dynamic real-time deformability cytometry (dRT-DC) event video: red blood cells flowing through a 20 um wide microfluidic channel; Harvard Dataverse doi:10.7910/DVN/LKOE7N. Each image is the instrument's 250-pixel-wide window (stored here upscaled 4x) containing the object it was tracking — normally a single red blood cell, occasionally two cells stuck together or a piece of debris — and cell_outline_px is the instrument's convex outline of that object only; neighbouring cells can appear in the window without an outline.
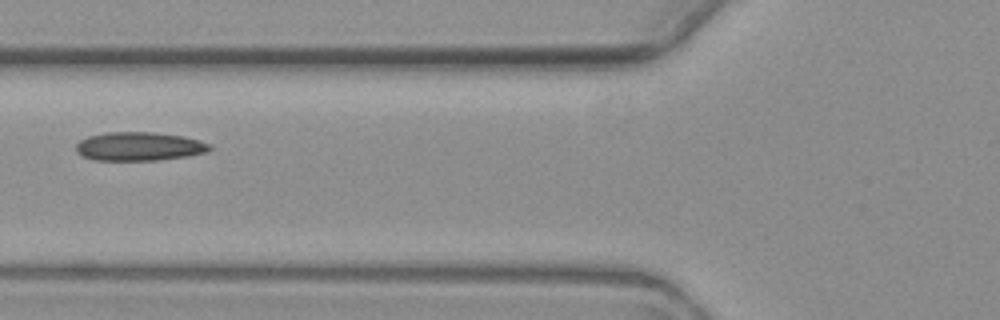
{"species": "common noctule bat (a hibernating species)", "species_latin": "Nyctalus noctula", "temperature_condition": "warm", "stored_images_in_passage": 4, "camera_frame_rate_fps": 3000, "um_per_image_px": 0.085, "animal": {"sex": "female", "body_mass_g": 19.3, "forearm_length_mm": 54.1}, "frame": {"image": 1, "passage_image": 4, "time_ms": 4.333, "image_size_px": [1000, 320], "cell_outline_px": [[212, 148], [208, 152], [188, 156], [156, 160], [92, 160], [76, 152], [76, 144], [80, 140], [88, 136], [104, 132], [152, 132], [184, 136], [200, 140], [212, 144]], "centroid_in_image_um": [11.85, 12.44], "position_along_channel_um": 113.9, "area_um2": 22.54}}